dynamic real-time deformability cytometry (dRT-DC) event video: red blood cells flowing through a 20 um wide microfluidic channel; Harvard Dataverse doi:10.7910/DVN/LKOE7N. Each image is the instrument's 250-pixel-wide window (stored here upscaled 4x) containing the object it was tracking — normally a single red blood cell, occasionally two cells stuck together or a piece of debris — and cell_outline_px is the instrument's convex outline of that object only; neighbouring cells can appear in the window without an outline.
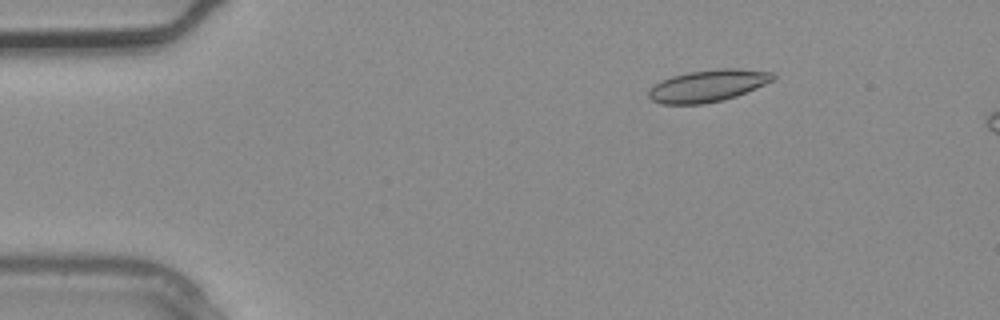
{"species": "common noctule bat (a hibernating species)", "species_latin": "Nyctalus noctula", "temperature_condition": "warm", "stored_images_in_passage": 4, "camera_frame_rate_fps": 3000, "um_per_image_px": 0.085, "animal": {"sex": "male", "body_mass_g": 20.4}, "frame": {"image": 1, "passage_image": 2, "time_ms": 0.333, "image_size_px": [1000, 320], "cell_outline_px": [[776, 80], [736, 96], [724, 100], [704, 104], [660, 104], [652, 100], [648, 96], [648, 92], [660, 80], [672, 76], [688, 72], [724, 68], [732, 68], [772, 72], [776, 76]], "centroid_in_image_um": [60.19, 7.29], "position_along_channel_um": 24.8, "area_um2": 23.18}}